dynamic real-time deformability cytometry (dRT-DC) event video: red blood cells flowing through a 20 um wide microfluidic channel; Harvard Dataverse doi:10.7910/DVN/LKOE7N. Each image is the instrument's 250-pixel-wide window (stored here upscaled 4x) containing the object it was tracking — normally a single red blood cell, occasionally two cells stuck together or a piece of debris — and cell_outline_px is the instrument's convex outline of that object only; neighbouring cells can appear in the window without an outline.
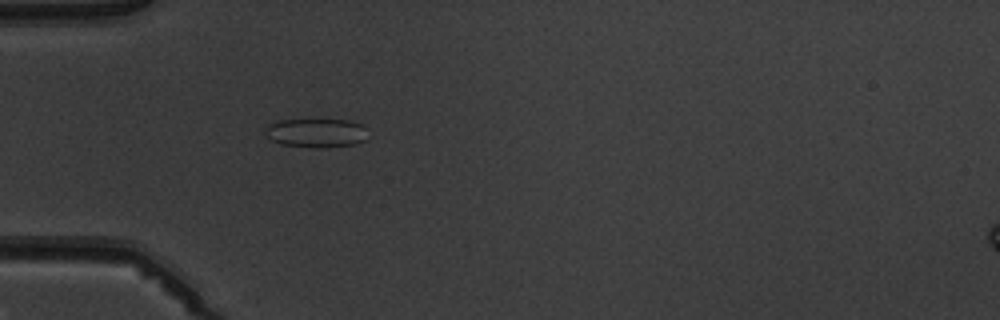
{"species": "common noctule bat (a hibernating species)", "species_latin": "Nyctalus noctula", "temperature_condition": "warm", "stored_images_in_passage": 5, "camera_frame_rate_fps": 3000, "um_per_image_px": 0.085, "animal": {"sex": "male", "body_mass_g": 19.5, "forearm_length_mm": 54.6}, "frame": {"image": 1, "passage_image": 5, "time_ms": 4.667, "image_size_px": [1000, 320], "cell_outline_px": [[364, 140], [356, 144], [320, 148], [316, 148], [280, 144], [272, 140], [268, 136], [268, 124], [280, 120], [344, 120], [360, 124], [364, 128]], "centroid_in_image_um": [26.86, 11.31], "position_along_channel_um": 58.1, "area_um2": 16.82}}